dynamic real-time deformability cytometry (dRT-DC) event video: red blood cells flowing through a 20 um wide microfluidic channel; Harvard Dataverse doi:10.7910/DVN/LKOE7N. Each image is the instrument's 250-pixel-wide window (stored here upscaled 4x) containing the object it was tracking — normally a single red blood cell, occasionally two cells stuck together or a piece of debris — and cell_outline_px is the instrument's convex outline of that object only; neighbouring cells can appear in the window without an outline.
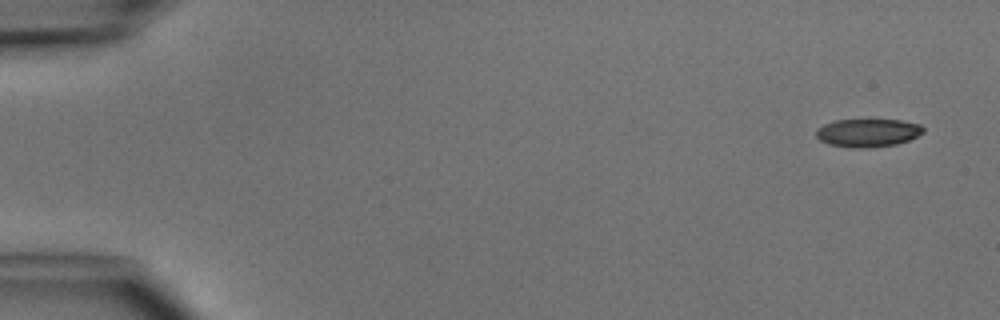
{"species": "common noctule bat (a hibernating species)", "species_latin": "Nyctalus noctula", "temperature_condition": "cold", "stored_images_in_passage": 5, "camera_frame_rate_fps": 3000, "um_per_image_px": 0.085, "animal": {"sex": "male", "body_mass_g": 15.6}, "frame": {"image": 1, "passage_image": 1, "time_ms": 0.0, "image_size_px": [1000, 320], "cell_outline_px": [[924, 132], [908, 140], [896, 144], [868, 148], [852, 148], [828, 144], [820, 140], [816, 136], [816, 128], [824, 124], [836, 120], [900, 120], [920, 124], [924, 128]], "centroid_in_image_um": [73.74, 11.29], "position_along_channel_um": 11.3, "area_um2": 17.57}}
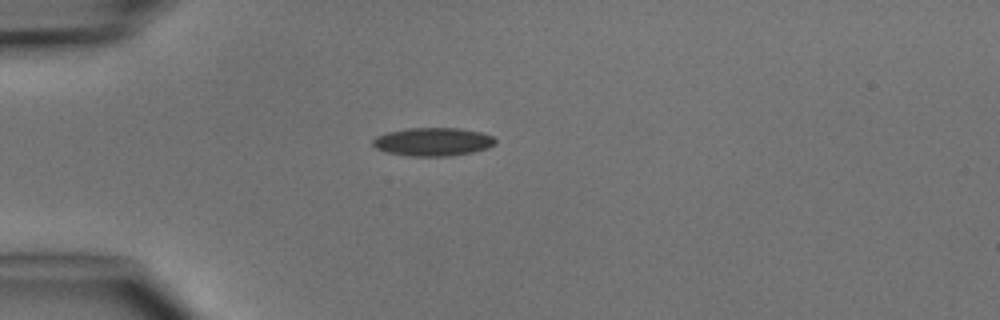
{"frame": {"image": 2, "passage_image": 4, "time_ms": 3.667, "image_size_px": [1000, 320], "cell_outline_px": [[496, 144], [488, 148], [472, 152], [452, 156], [412, 156], [384, 152], [376, 148], [372, 144], [372, 140], [376, 136], [388, 132], [408, 128], [460, 128], [480, 132], [492, 136], [496, 140]], "centroid_in_image_um": [36.8, 12.05], "position_along_channel_um": 48.2, "area_um2": 20.29}}